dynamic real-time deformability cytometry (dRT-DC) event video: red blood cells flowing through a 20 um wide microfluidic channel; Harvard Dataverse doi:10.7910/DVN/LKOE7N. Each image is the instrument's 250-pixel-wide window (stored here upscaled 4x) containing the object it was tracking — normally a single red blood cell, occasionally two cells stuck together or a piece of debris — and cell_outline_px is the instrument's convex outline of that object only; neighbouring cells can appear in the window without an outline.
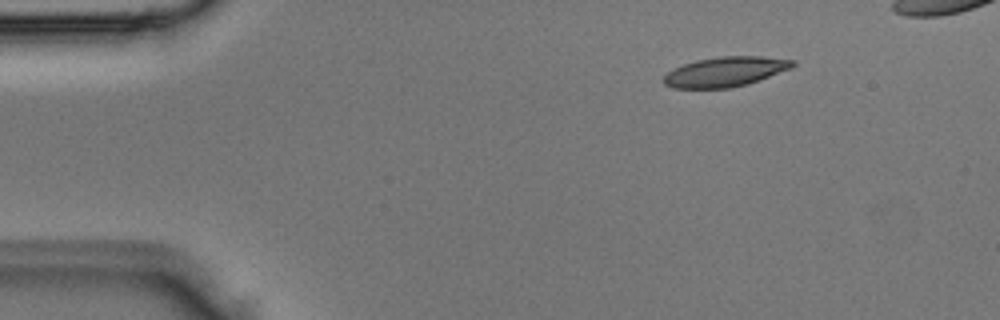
{"species": "Egyptian fruit bat (a non-hibernating species)", "species_latin": "Rousettus aegyptiacus", "temperature_condition": "room temperature", "stored_images_in_passage": 3, "camera_frame_rate_fps": 3000, "um_per_image_px": 0.085, "animal": {"sex": "male"}, "frame": {"image": 1, "passage_image": 1, "time_ms": 0.0, "image_size_px": [1000, 320], "cell_outline_px": [[796, 64], [792, 68], [748, 84], [728, 88], [672, 88], [664, 84], [660, 80], [668, 72], [684, 64], [696, 60], [720, 56], [760, 56], [796, 60]], "centroid_in_image_um": [61.66, 6.1], "position_along_channel_um": 23.3, "area_um2": 22.48}}